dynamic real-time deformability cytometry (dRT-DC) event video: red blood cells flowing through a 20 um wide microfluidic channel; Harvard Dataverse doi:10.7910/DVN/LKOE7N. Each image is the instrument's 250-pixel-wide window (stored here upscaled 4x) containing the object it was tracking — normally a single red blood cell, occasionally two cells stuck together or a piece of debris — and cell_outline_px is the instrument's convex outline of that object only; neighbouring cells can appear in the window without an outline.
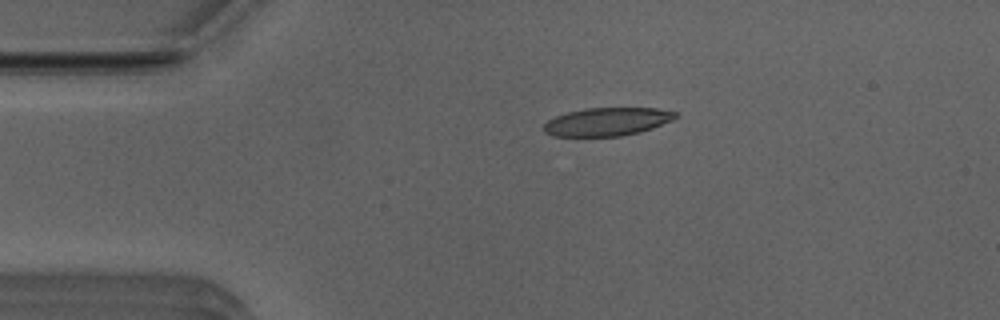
{"species": "Egyptian fruit bat (a non-hibernating species)", "species_latin": "Rousettus aegyptiacus", "temperature_condition": "room temperature", "stored_images_in_passage": 35, "camera_frame_rate_fps": 3000, "um_per_image_px": 0.085, "animal": {"sex": "male"}, "frame": {"image": 1, "passage_image": 1, "time_ms": 0.0, "image_size_px": [1000, 320], "cell_outline_px": [[680, 116], [672, 120], [652, 128], [640, 132], [620, 136], [552, 136], [544, 132], [544, 124], [548, 120], [556, 116], [568, 112], [584, 108], [656, 108], [676, 112]], "centroid_in_image_um": [51.61, 10.34], "position_along_channel_um": 33.4, "area_um2": 21.62}}
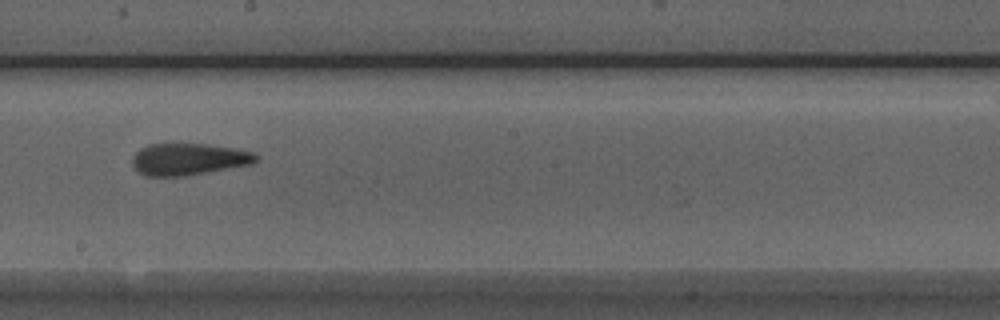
{"frame": {"image": 2, "passage_image": 19, "time_ms": 6.0, "image_size_px": [1000, 320], "cell_outline_px": [[260, 156], [252, 164], [184, 176], [144, 176], [132, 164], [132, 156], [140, 148], [148, 144], [172, 140], [208, 144], [236, 148], [252, 152]], "centroid_in_image_um": [15.99, 13.47], "position_along_channel_um": 232.2, "area_um2": 23.81}}
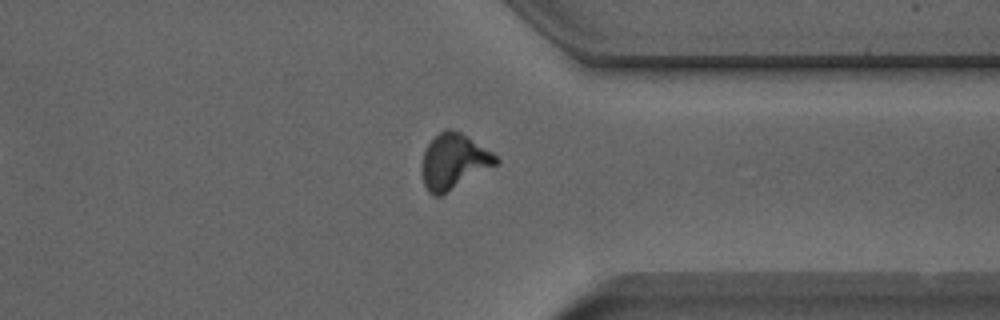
{"frame": {"image": 3, "passage_image": 30, "time_ms": 9.667, "image_size_px": [1000, 320], "cell_outline_px": [[500, 164], [440, 196], [432, 196], [428, 192], [424, 184], [420, 168], [424, 152], [428, 144], [444, 128], [448, 128], [460, 132], [468, 136], [492, 152], [500, 160]], "centroid_in_image_um": [38.58, 13.74], "position_along_channel_um": 372.8, "area_um2": 24.16}, "authors_computed_cell_mechanics": {"area_um2": 23.0622, "velocity_mm_per_s": 3.9554, "shape_relaxation_time_tau1_ms": 4.1985, "shape_relaxation_time_tau2_ms": 1.4978, "deformation_change_tau1": 0.1691, "deformation_change_tau2": 0.1125}}